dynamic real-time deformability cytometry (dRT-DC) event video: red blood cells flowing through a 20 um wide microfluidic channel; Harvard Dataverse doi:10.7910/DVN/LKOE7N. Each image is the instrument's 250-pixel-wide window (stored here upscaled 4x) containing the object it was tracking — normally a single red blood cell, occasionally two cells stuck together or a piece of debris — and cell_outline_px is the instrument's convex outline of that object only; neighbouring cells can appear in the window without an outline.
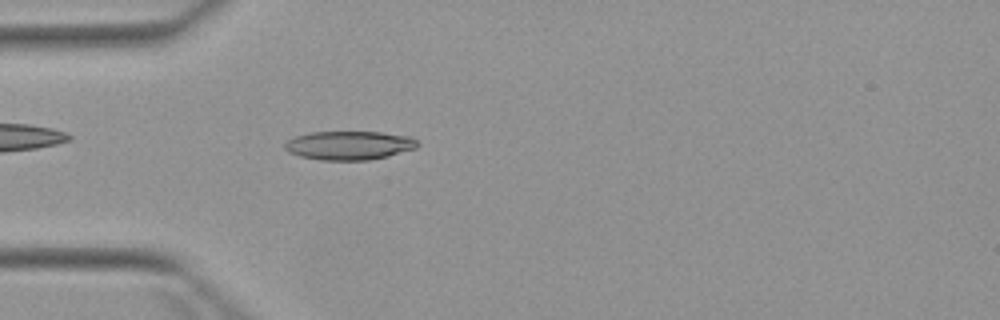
{"species": "Egyptian fruit bat (a non-hibernating species)", "species_latin": "Rousettus aegyptiacus", "temperature_condition": "warm", "stored_images_in_passage": 1, "camera_frame_rate_fps": 3000, "um_per_image_px": 0.085, "animal": {"sex": "female"}, "frame": {"image": 1, "passage_image": 1, "time_ms": 0.0, "image_size_px": [1000, 320], "cell_outline_px": [[420, 144], [416, 148], [388, 156], [368, 160], [320, 160], [300, 156], [288, 152], [284, 148], [284, 144], [288, 140], [296, 136], [312, 132], [380, 132], [412, 136]], "centroid_in_image_um": [29.7, 12.36], "position_along_channel_um": 55.3, "area_um2": 22.31}}